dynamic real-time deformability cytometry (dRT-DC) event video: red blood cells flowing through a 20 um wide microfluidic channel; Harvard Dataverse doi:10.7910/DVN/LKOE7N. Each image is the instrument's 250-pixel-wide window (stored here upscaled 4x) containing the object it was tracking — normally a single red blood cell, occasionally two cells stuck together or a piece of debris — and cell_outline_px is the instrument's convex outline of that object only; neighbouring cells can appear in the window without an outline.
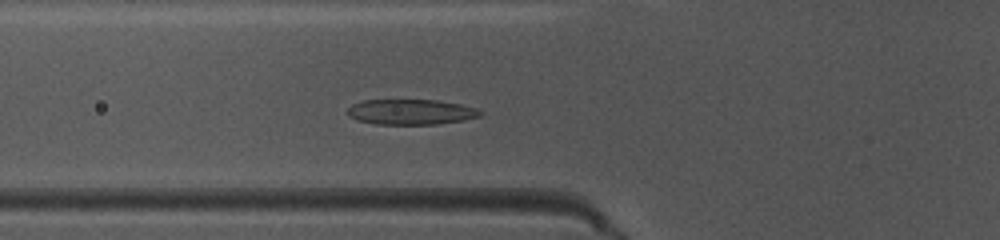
{"species": "common noctule bat (a hibernating species)", "species_latin": "Nyctalus noctula", "temperature_condition": "warm", "stored_images_in_passage": 24, "camera_frame_rate_fps": 3000, "um_per_image_px": 0.085, "animal": {"sex": "female", "body_mass_g": 10.0, "forearm_length_mm": 53.1}, "frame": {"image": 1, "passage_image": 6, "time_ms": 1.667, "image_size_px": [1000, 240], "cell_outline_px": [[484, 112], [480, 116], [464, 120], [436, 124], [376, 124], [356, 120], [348, 116], [348, 108], [352, 104], [364, 100], [436, 100], [460, 104], [476, 108]], "centroid_in_image_um": [34.92, 9.51], "position_along_channel_um": 90.9, "area_um2": 19.59}}
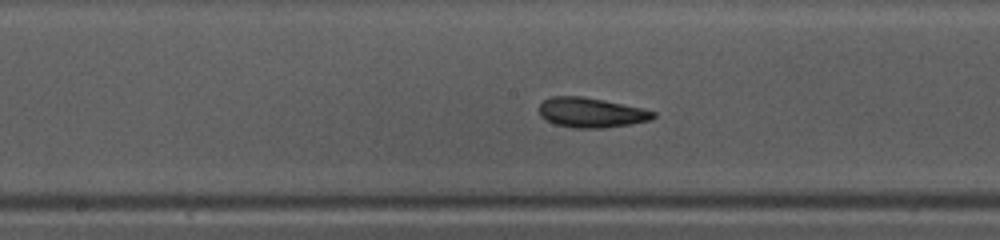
{"frame": {"image": 2, "passage_image": 14, "time_ms": 4.333, "image_size_px": [1000, 240], "cell_outline_px": [[656, 116], [652, 120], [632, 124], [604, 128], [572, 128], [556, 124], [540, 116], [540, 104], [544, 100], [552, 96], [584, 96], [644, 108], [656, 112]], "centroid_in_image_um": [50.3, 9.57], "position_along_channel_um": 197.9, "area_um2": 20.0}}
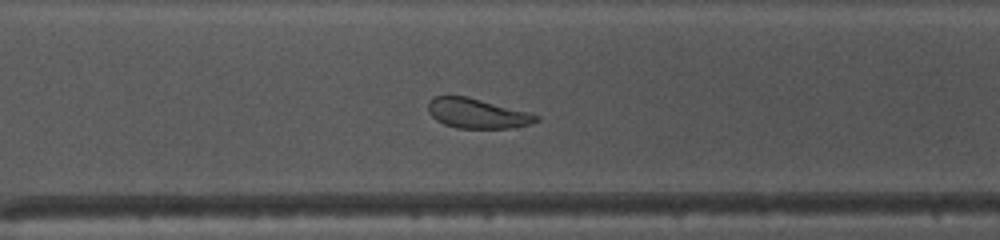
{"frame": {"image": 3, "passage_image": 24, "time_ms": 7.667, "image_size_px": [1000, 240], "cell_outline_px": [[540, 120], [532, 124], [512, 128], [456, 128], [444, 124], [436, 120], [428, 112], [428, 100], [432, 96], [468, 96], [528, 112], [540, 116]], "centroid_in_image_um": [40.55, 9.64], "position_along_channel_um": 330.0, "area_um2": 18.96}}